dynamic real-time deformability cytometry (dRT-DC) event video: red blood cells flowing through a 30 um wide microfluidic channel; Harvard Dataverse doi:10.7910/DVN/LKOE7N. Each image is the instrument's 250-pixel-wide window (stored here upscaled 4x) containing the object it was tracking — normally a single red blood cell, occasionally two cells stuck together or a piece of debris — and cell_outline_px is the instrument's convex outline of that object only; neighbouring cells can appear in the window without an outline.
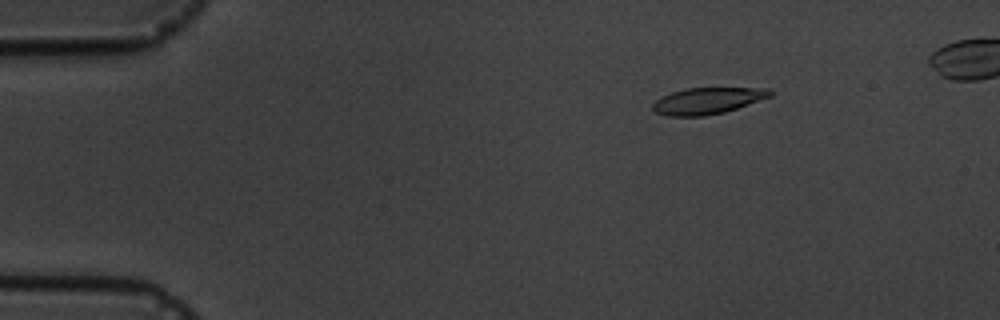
{"species": "common noctule bat (a hibernating species)", "species_latin": "Nyctalus noctula", "temperature_condition": "cold", "stored_images_in_passage": 6, "camera_frame_rate_fps": 3000, "um_per_image_px": 0.085, "animal": {"sex": "male", "body_mass_g": 19.5, "forearm_length_mm": 54.6}, "frame": {"image": 1, "passage_image": 3, "time_ms": 2.333, "image_size_px": [1000, 320], "cell_outline_px": [[772, 96], [724, 112], [704, 116], [668, 116], [656, 112], [652, 108], [652, 104], [656, 100], [672, 92], [684, 88], [768, 88], [772, 92]], "centroid_in_image_um": [60.13, 8.56], "position_along_channel_um": 24.9, "area_um2": 17.92}}